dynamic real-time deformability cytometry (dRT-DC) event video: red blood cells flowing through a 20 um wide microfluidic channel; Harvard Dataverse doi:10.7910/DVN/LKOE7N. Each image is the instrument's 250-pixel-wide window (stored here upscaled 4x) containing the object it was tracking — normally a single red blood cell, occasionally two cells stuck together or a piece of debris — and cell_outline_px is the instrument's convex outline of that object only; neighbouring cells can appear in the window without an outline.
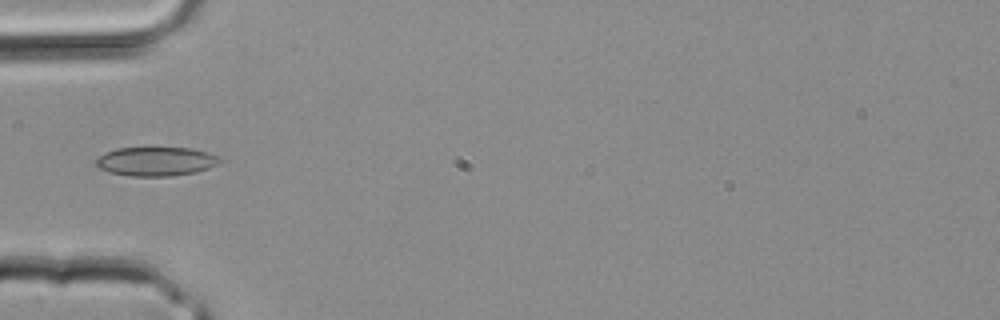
{"species": "common noctule bat (a hibernating species)", "species_latin": "Nyctalus noctula", "temperature_condition": "room temperature", "stored_images_in_passage": 3, "camera_frame_rate_fps": 3000, "um_per_image_px": 0.085, "animal": {"sex": "male", "body_mass_g": 20.4}, "frame": {"image": 1, "passage_image": 3, "time_ms": 0.667, "image_size_px": [1000, 320], "cell_outline_px": [[224, 160], [208, 168], [196, 172], [172, 176], [128, 176], [108, 172], [100, 168], [96, 164], [96, 160], [104, 152], [116, 148], [192, 148], [208, 152], [220, 156]], "centroid_in_image_um": [13.28, 13.72], "position_along_channel_um": 71.7, "area_um2": 21.04}}